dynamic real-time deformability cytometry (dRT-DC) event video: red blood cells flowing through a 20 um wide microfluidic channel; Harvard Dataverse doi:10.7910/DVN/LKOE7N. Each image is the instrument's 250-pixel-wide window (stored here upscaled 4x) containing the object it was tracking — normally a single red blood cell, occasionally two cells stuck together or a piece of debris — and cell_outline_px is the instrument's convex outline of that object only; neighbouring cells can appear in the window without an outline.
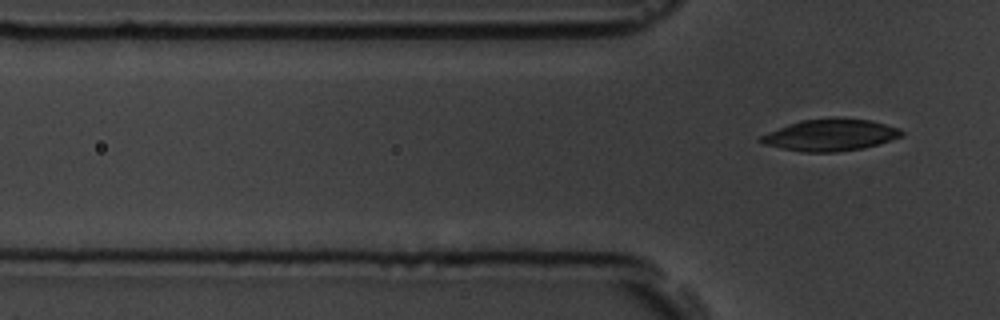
{"species": "common noctule bat (a hibernating species)", "species_latin": "Nyctalus noctula", "temperature_condition": "room temperature", "stored_images_in_passage": 4, "camera_frame_rate_fps": 3000, "um_per_image_px": 0.085, "animal": {"sex": "male", "body_mass_g": 19.5, "forearm_length_mm": 54.6}, "frame": {"image": 1, "passage_image": 4, "time_ms": 4.333, "image_size_px": [1000, 320], "cell_outline_px": [[904, 136], [892, 140], [864, 148], [836, 152], [804, 152], [764, 144], [756, 140], [760, 136], [788, 124], [800, 120], [832, 116], [840, 116], [872, 120], [900, 128], [904, 132]], "centroid_in_image_um": [70.64, 11.44], "position_along_channel_um": 55.2, "area_um2": 26.59}}